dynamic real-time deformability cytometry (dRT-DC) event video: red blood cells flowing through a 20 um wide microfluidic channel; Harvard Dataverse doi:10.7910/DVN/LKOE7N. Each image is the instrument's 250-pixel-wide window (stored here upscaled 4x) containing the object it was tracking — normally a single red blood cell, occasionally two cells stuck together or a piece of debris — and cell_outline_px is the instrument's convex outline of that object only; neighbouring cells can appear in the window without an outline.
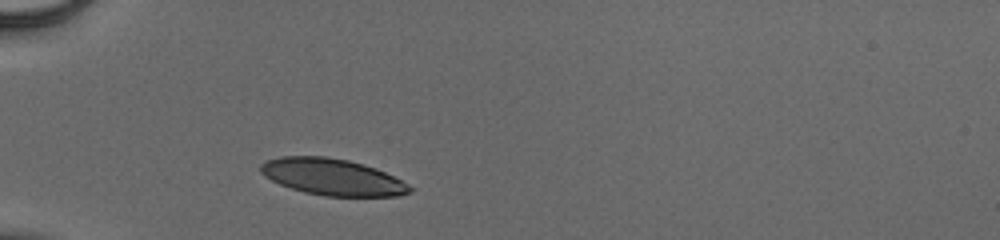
{"species": "human", "species_latin": "Homo sapiens", "temperature_condition": "cold", "stored_images_in_passage": 30, "camera_frame_rate_fps": 3000, "um_per_image_px": 0.085, "donor": {"sex": "male"}, "frame": {"image": 1, "passage_image": 1, "time_ms": 0.0, "image_size_px": [1000, 240], "cell_outline_px": [[416, 188], [412, 192], [400, 196], [324, 196], [304, 192], [280, 184], [264, 176], [260, 172], [260, 164], [268, 160], [280, 156], [328, 156], [348, 160], [364, 164], [376, 168]], "centroid_in_image_um": [28.27, 15.04], "position_along_channel_um": 56.7, "area_um2": 31.85}}
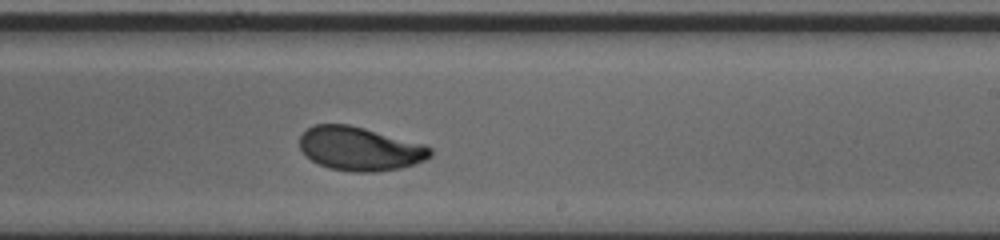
{"frame": {"image": 2, "passage_image": 18, "time_ms": 5.667, "image_size_px": [1000, 240], "cell_outline_px": [[432, 156], [416, 164], [400, 168], [376, 172], [352, 172], [328, 168], [304, 156], [300, 148], [300, 136], [312, 124], [348, 124], [364, 128], [424, 144], [432, 148]], "centroid_in_image_um": [30.58, 12.65], "position_along_channel_um": 258.4, "area_um2": 33.47}}
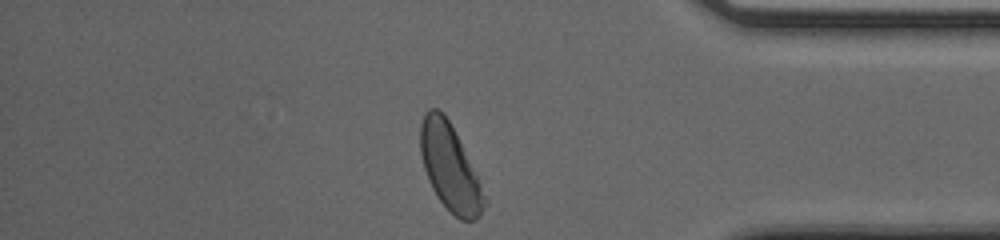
{"frame": {"image": 3, "passage_image": 30, "time_ms": 9.667, "image_size_px": [1000, 240], "cell_outline_px": [[488, 204], [480, 216], [472, 220], [460, 220], [436, 196], [428, 180], [424, 168], [420, 152], [420, 124], [428, 108], [440, 108], [444, 112], [488, 200]], "centroid_in_image_um": [38.22, 14.25], "position_along_channel_um": 397.0, "area_um2": 31.56}, "authors_computed_cell_mechanics": {"area_um2": 33.3506, "velocity_mm_per_s": 3.8969, "shape_relaxation_time_tau1_ms": 2.5903, "shape_relaxation_time_tau2_ms": 0.8267, "deformation_change_tau1": 0.1365, "deformation_change_tau2": 0.0444}}